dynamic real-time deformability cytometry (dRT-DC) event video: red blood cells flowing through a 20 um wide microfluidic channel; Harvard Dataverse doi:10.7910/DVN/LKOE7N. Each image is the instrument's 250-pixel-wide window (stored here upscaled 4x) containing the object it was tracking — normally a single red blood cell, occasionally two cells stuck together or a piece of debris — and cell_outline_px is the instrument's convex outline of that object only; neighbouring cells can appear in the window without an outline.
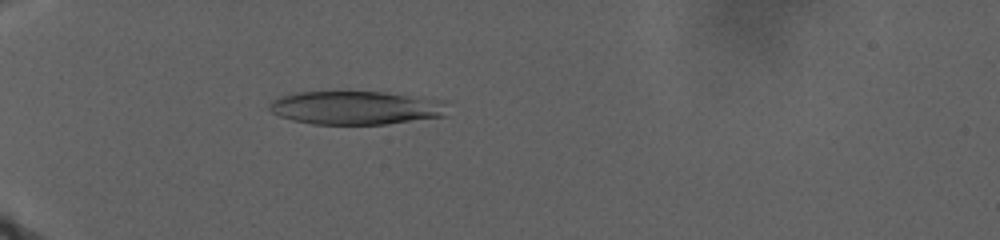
{"species": "human", "species_latin": "Homo sapiens", "temperature_condition": "warm", "stored_images_in_passage": 129, "camera_frame_rate_fps": 3000, "um_per_image_px": 0.085, "donor": {"sex": "male"}, "frame": {"image": 1, "passage_image": 21, "time_ms": 6.333, "image_size_px": [1000, 240], "cell_outline_px": [[448, 116], [388, 124], [312, 124], [292, 120], [280, 116], [272, 112], [268, 108], [268, 104], [272, 100], [296, 92], [348, 88], [384, 92], [444, 100]], "centroid_in_image_um": [30.25, 9.12], "position_along_channel_um": 54.8, "area_um2": 36.18}}
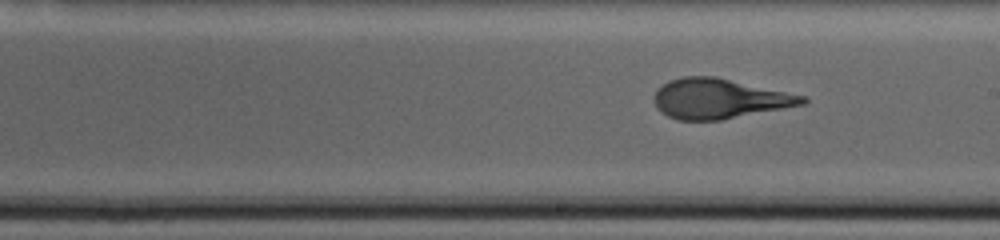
{"frame": {"image": 2, "passage_image": 51, "time_ms": 16.333, "image_size_px": [1000, 240], "cell_outline_px": [[808, 100], [804, 104], [720, 120], [676, 120], [660, 112], [656, 108], [652, 96], [656, 88], [668, 80], [684, 76], [716, 76], [808, 96]], "centroid_in_image_um": [61.1, 8.37], "position_along_channel_um": 227.9, "area_um2": 34.91}}
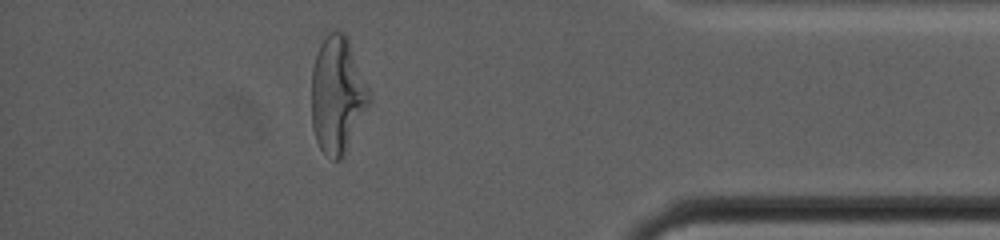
{"frame": {"image": 3, "passage_image": 104, "time_ms": 26.333, "image_size_px": [1000, 240], "cell_outline_px": [[372, 96], [344, 156], [340, 160], [332, 160], [320, 148], [316, 140], [312, 128], [312, 68], [320, 44], [328, 32], [336, 28], [344, 32], [348, 36]], "centroid_in_image_um": [28.68, 8.03], "position_along_channel_um": 406.5, "area_um2": 39.36}}